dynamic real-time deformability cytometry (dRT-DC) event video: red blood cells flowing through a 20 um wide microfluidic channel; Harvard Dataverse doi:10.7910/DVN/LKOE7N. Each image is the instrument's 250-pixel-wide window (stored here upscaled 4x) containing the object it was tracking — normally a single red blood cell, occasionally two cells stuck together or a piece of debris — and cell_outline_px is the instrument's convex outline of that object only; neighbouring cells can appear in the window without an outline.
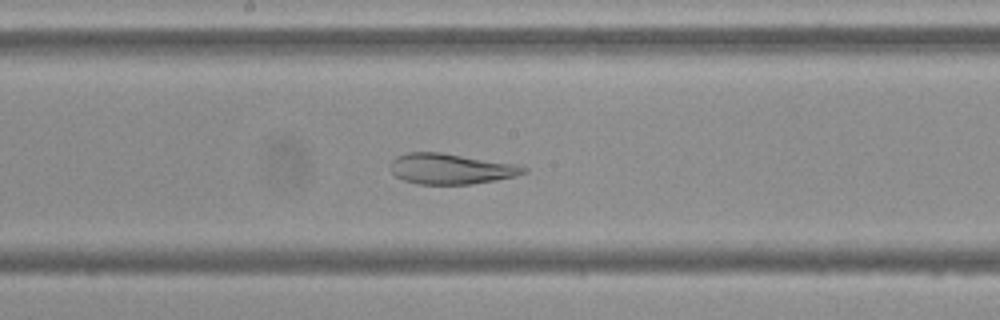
{"species": "Egyptian fruit bat (a non-hibernating species)", "species_latin": "Rousettus aegyptiacus", "temperature_condition": "cold", "stored_images_in_passage": 55, "camera_frame_rate_fps": 3000, "um_per_image_px": 0.085, "frame": {"image": 1, "passage_image": 29, "time_ms": 9.333, "image_size_px": [1000, 320], "cell_outline_px": [[528, 172], [516, 176], [496, 180], [472, 184], [416, 184], [404, 180], [396, 176], [392, 172], [392, 160], [396, 156], [408, 152], [440, 152], [516, 164], [528, 168]], "centroid_in_image_um": [38.35, 14.35], "position_along_channel_um": 209.9, "area_um2": 23.7}}
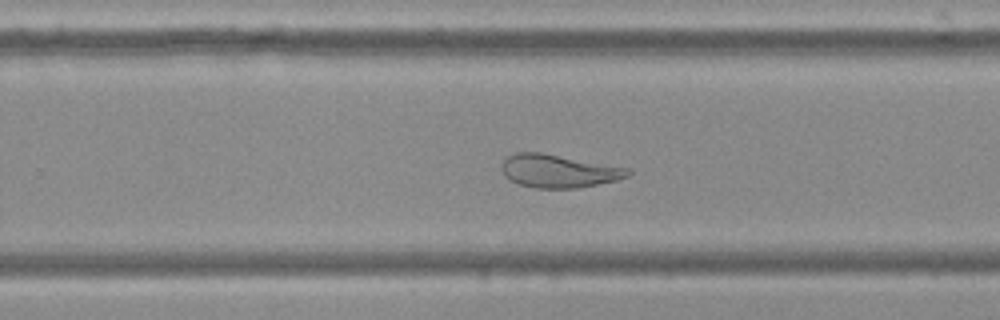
{"frame": {"image": 2, "passage_image": 35, "time_ms": 11.333, "image_size_px": [1000, 320], "cell_outline_px": [[632, 172], [628, 176], [616, 180], [576, 188], [536, 188], [520, 184], [508, 180], [504, 176], [500, 168], [500, 164], [508, 156], [516, 152], [540, 152], [632, 168]], "centroid_in_image_um": [47.47, 14.53], "position_along_channel_um": 282.3, "area_um2": 24.51}}
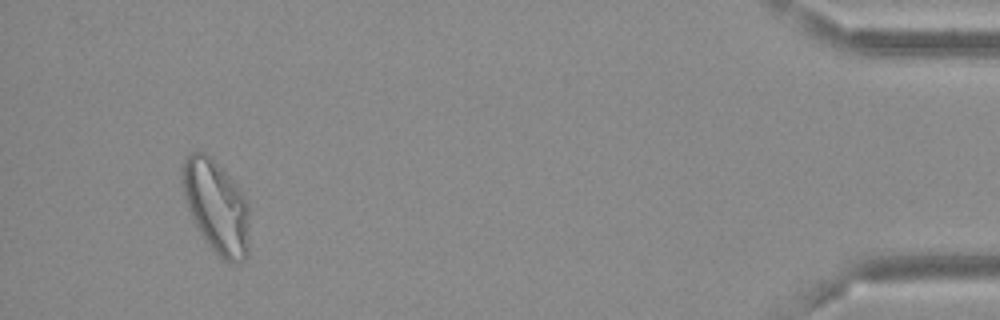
{"frame": {"image": 3, "passage_image": 52, "time_ms": 17.0, "image_size_px": [1000, 320], "cell_outline_px": [[248, 256], [240, 264], [232, 264], [224, 260], [204, 240], [192, 220], [180, 184], [180, 164], [192, 152], [204, 152], [212, 156], [236, 184], [248, 200]], "centroid_in_image_um": [18.36, 17.54], "position_along_channel_um": 416.8, "area_um2": 37.11}}